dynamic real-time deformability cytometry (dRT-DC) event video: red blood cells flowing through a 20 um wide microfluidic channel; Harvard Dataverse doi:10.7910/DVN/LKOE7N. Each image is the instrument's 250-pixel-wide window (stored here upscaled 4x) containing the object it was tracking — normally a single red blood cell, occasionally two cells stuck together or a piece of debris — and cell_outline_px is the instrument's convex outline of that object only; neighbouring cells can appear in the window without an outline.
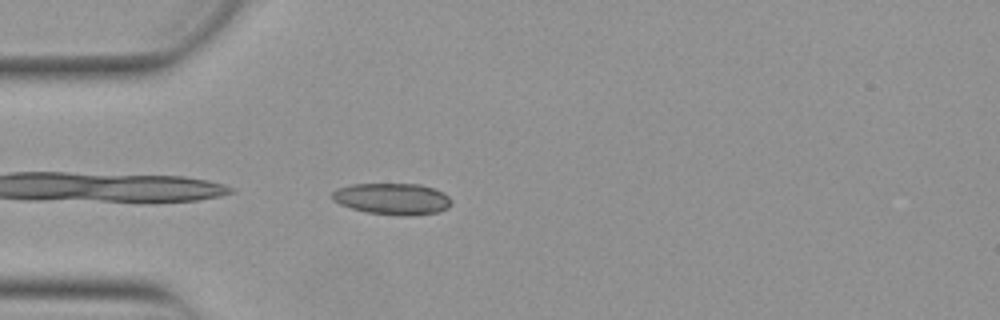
{"species": "Egyptian fruit bat (a non-hibernating species)", "species_latin": "Rousettus aegyptiacus", "temperature_condition": "warm", "stored_images_in_passage": 13, "camera_frame_rate_fps": 3000, "um_per_image_px": 0.085, "animal": {"sex": "female"}, "frame": {"image": 1, "passage_image": 2, "time_ms": 0.333, "image_size_px": [1000, 320], "cell_outline_px": [[452, 204], [448, 208], [440, 212], [408, 216], [368, 212], [352, 208], [340, 204], [332, 200], [332, 192], [336, 188], [352, 184], [420, 184], [444, 192], [452, 200]], "centroid_in_image_um": [33.38, 16.9], "position_along_channel_um": 51.6, "area_um2": 21.91}}
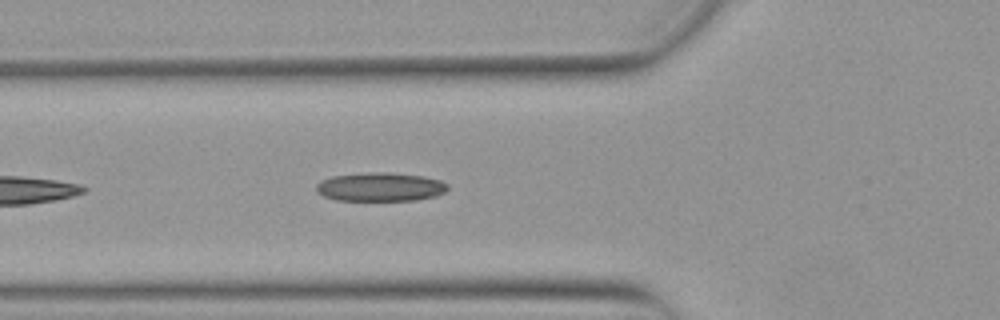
{"frame": {"image": 2, "passage_image": 6, "time_ms": 1.667, "image_size_px": [1000, 320], "cell_outline_px": [[448, 188], [444, 192], [436, 196], [416, 200], [336, 200], [324, 196], [316, 192], [316, 184], [320, 180], [332, 176], [368, 172], [392, 172], [424, 176], [440, 180], [448, 184]], "centroid_in_image_um": [32.32, 15.88], "position_along_channel_um": 93.5, "area_um2": 22.2}}
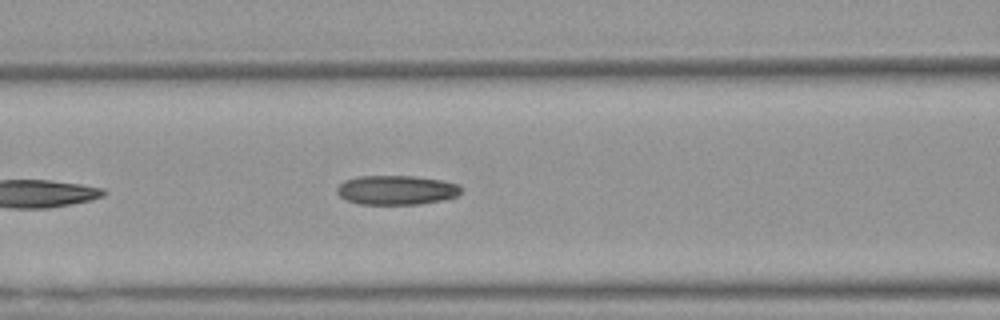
{"frame": {"image": 3, "passage_image": 9, "time_ms": 2.667, "image_size_px": [1000, 320], "cell_outline_px": [[460, 192], [456, 196], [440, 200], [420, 204], [360, 204], [348, 200], [340, 196], [336, 192], [336, 188], [344, 180], [356, 176], [416, 176], [440, 180], [456, 184], [460, 188]], "centroid_in_image_um": [33.64, 16.15], "position_along_channel_um": 133.0, "area_um2": 21.04}}